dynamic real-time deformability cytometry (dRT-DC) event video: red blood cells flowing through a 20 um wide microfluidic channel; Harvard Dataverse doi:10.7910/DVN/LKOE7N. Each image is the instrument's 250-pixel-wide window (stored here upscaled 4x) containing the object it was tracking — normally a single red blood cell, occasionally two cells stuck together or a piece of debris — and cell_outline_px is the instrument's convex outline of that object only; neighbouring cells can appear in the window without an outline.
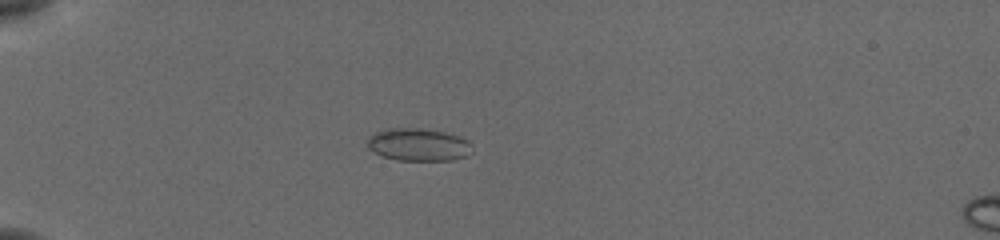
{"species": "common noctule bat (a hibernating species)", "species_latin": "Nyctalus noctula", "temperature_condition": "cold", "stored_images_in_passage": 54, "camera_frame_rate_fps": 3000, "um_per_image_px": 0.085, "animal": {"sex": "female", "body_mass_g": 19.5, "forearm_length_mm": 54.1}, "frame": {"image": 1, "passage_image": 16, "time_ms": 5.0, "image_size_px": [1000, 240], "cell_outline_px": [[472, 152], [468, 156], [452, 160], [396, 160], [384, 156], [368, 148], [368, 136], [376, 132], [388, 128], [420, 128], [444, 132], [460, 136], [468, 140], [472, 144]], "centroid_in_image_um": [35.61, 12.29], "position_along_channel_um": 49.4, "area_um2": 20.0}}
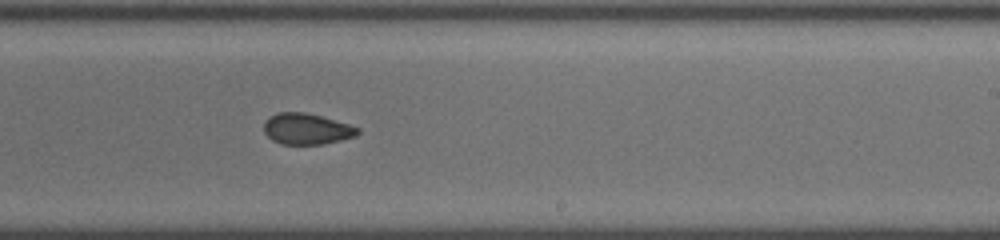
{"frame": {"image": 2, "passage_image": 35, "time_ms": 11.333, "image_size_px": [1000, 240], "cell_outline_px": [[360, 132], [356, 136], [324, 144], [280, 144], [272, 140], [264, 132], [264, 124], [268, 116], [280, 112], [304, 112], [320, 116], [348, 124], [360, 128]], "centroid_in_image_um": [26.05, 10.96], "position_along_channel_um": 262.9, "area_um2": 16.94}}
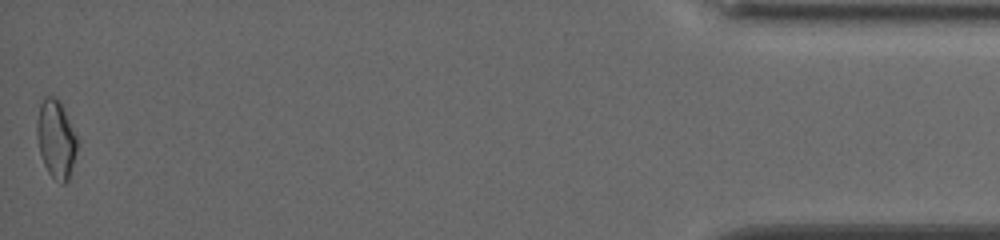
{"frame": {"image": 3, "passage_image": 54, "time_ms": 17.667, "image_size_px": [1000, 240], "cell_outline_px": [[80, 144], [68, 180], [64, 184], [60, 184], [48, 172], [44, 164], [40, 152], [36, 136], [36, 120], [40, 104], [44, 96], [52, 96], [60, 104], [80, 140]], "centroid_in_image_um": [4.78, 11.86], "position_along_channel_um": 430.4, "area_um2": 18.55}, "authors_computed_cell_mechanics": {"area_um2": 17.7735, "velocity_mm_per_s": 3.8722, "shape_relaxation_time_tau1_ms": null, "shape_relaxation_time_tau2_ms": 2.2171, "deformation_change_tau1": null, "deformation_change_tau2": 0.0669}}